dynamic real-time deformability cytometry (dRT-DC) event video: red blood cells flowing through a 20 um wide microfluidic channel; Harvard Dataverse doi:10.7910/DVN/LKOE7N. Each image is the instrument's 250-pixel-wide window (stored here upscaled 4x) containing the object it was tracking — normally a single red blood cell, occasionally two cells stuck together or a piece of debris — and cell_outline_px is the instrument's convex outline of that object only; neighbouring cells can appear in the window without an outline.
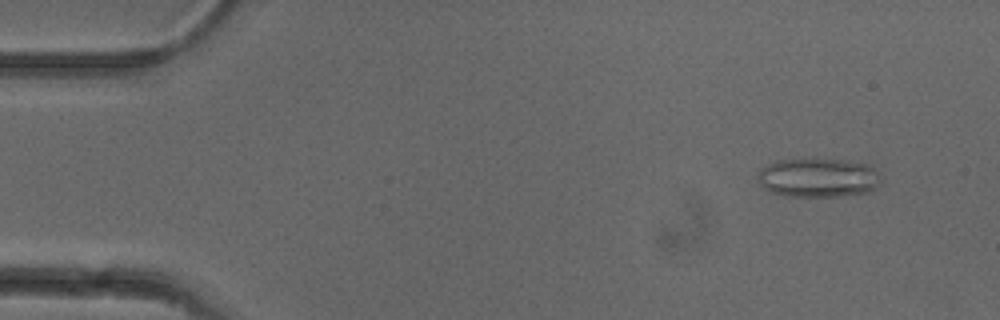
{"species": "common noctule bat (a hibernating species)", "species_latin": "Nyctalus noctula", "temperature_condition": "cold", "stored_images_in_passage": 3, "camera_frame_rate_fps": 3000, "um_per_image_px": 0.085, "animal": {"sex": "female"}, "frame": {"image": 1, "passage_image": 1, "time_ms": 0.0, "image_size_px": [1000, 320], "cell_outline_px": [[880, 180], [876, 188], [868, 192], [840, 196], [788, 196], [772, 192], [764, 188], [756, 180], [760, 168], [768, 164], [780, 160], [816, 156], [872, 164]], "centroid_in_image_um": [69.53, 15.06], "position_along_channel_um": 15.5, "area_um2": 28.78}}